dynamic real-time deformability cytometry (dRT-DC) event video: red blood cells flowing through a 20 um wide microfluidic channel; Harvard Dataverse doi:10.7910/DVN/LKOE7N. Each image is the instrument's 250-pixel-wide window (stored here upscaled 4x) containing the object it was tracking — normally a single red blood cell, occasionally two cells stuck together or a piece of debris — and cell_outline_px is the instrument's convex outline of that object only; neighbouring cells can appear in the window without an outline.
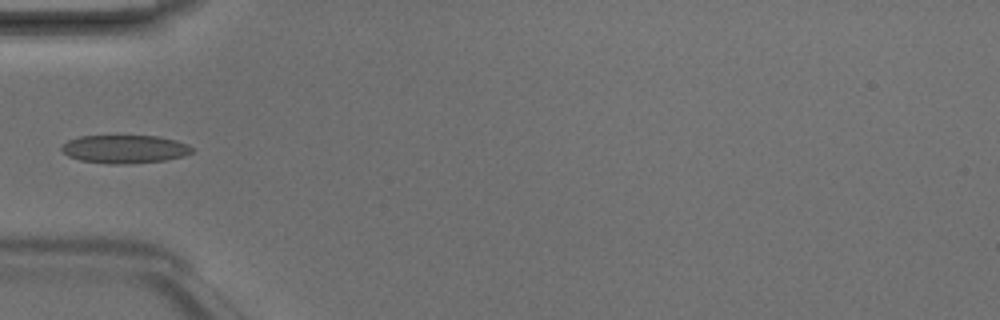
{"species": "Egyptian fruit bat (a non-hibernating species)", "species_latin": "Rousettus aegyptiacus", "temperature_condition": "room temperature", "stored_images_in_passage": 4, "camera_frame_rate_fps": 3000, "um_per_image_px": 0.085, "animal": {"sex": "male"}, "frame": {"image": 1, "passage_image": 4, "time_ms": 1.0, "image_size_px": [1000, 320], "cell_outline_px": [[192, 152], [184, 156], [164, 160], [124, 164], [108, 164], [80, 160], [68, 156], [60, 148], [68, 140], [80, 136], [156, 136], [176, 140], [188, 144], [192, 148]], "centroid_in_image_um": [10.59, 12.67], "position_along_channel_um": 74.4, "area_um2": 21.33}}